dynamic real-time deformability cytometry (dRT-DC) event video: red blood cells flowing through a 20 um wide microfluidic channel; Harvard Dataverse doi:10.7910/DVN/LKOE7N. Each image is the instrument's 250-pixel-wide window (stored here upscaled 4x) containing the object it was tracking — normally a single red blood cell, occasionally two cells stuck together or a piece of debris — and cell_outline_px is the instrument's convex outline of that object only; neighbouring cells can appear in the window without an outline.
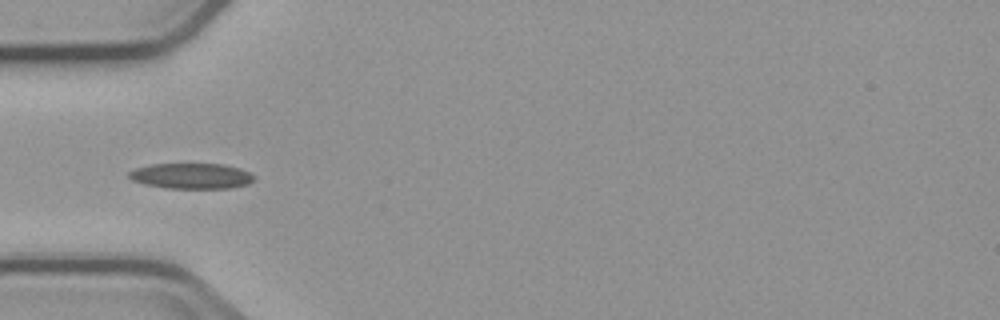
{"species": "common noctule bat (a hibernating species)", "species_latin": "Nyctalus noctula", "temperature_condition": "cold", "stored_images_in_passage": 9, "camera_frame_rate_fps": 3000, "um_per_image_px": 0.085, "animal": {"sex": "male", "body_mass_g": 23.1, "forearm_length_mm": 52.7}, "frame": {"image": 1, "passage_image": 4, "time_ms": 3.667, "image_size_px": [1000, 320], "cell_outline_px": [[256, 180], [248, 184], [232, 188], [168, 188], [144, 184], [132, 180], [128, 176], [128, 172], [136, 168], [152, 164], [224, 164], [240, 168], [256, 176]], "centroid_in_image_um": [16.31, 14.96], "position_along_channel_um": 68.7, "area_um2": 18.73}}
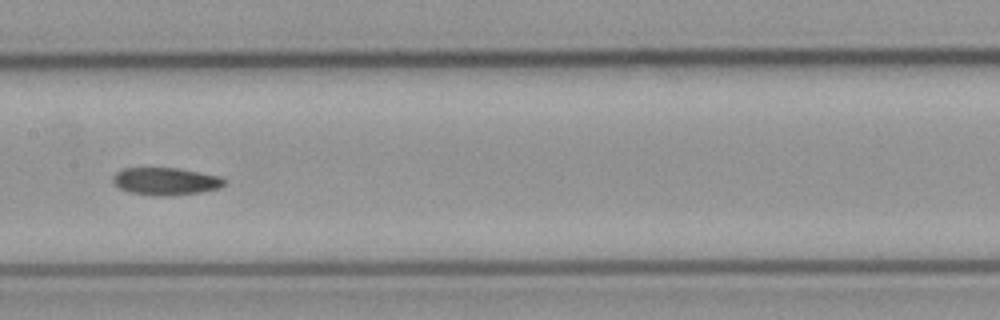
{"frame": {"image": 2, "passage_image": 7, "time_ms": 7.0, "image_size_px": [1000, 320], "cell_outline_px": [[228, 180], [220, 188], [200, 192], [164, 196], [152, 196], [128, 192], [120, 188], [112, 180], [112, 176], [120, 168], [176, 168], [220, 176]], "centroid_in_image_um": [14.07, 15.41], "position_along_channel_um": 193.3, "area_um2": 17.92}}
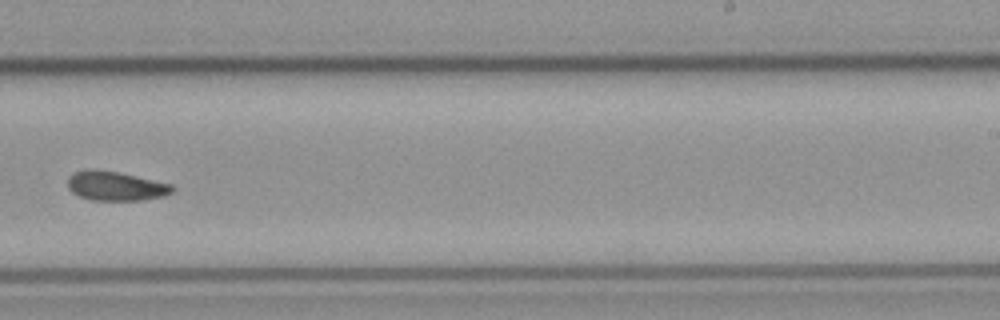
{"frame": {"image": 3, "passage_image": 9, "time_ms": 9.333, "image_size_px": [1000, 320], "cell_outline_px": [[176, 188], [172, 192], [164, 196], [140, 200], [92, 200], [80, 196], [72, 192], [68, 188], [68, 180], [76, 172], [120, 172], [172, 184]], "centroid_in_image_um": [9.93, 15.85], "position_along_channel_um": 279.1, "area_um2": 17.17}}